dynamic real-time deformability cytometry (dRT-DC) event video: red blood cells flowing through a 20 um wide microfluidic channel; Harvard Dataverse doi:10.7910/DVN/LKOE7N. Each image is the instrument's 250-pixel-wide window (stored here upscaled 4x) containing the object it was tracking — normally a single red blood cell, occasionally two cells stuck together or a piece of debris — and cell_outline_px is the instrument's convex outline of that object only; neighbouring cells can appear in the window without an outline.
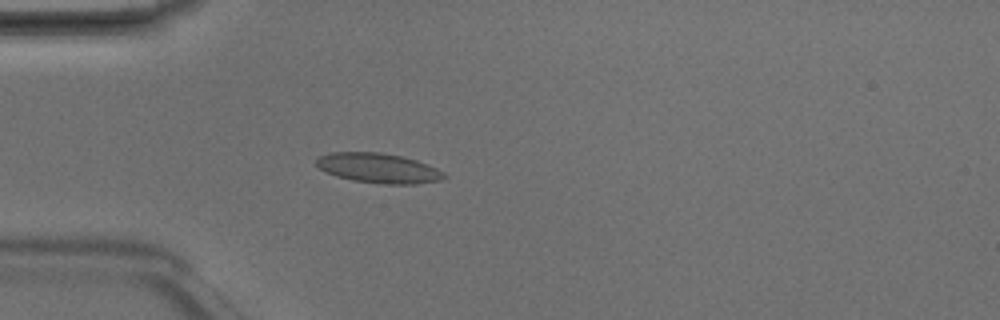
{"species": "Egyptian fruit bat (a non-hibernating species)", "species_latin": "Rousettus aegyptiacus", "temperature_condition": "room temperature", "stored_images_in_passage": 4, "camera_frame_rate_fps": 3000, "um_per_image_px": 0.085, "animal": {"sex": "male"}, "frame": {"image": 1, "passage_image": 4, "time_ms": 1.0, "image_size_px": [1000, 320], "cell_outline_px": [[448, 176], [440, 180], [416, 184], [380, 184], [352, 180], [336, 176], [324, 172], [316, 164], [316, 160], [320, 156], [332, 152], [380, 152], [400, 156], [416, 160], [436, 168], [444, 172]], "centroid_in_image_um": [32.16, 14.3], "position_along_channel_um": 52.8, "area_um2": 22.2}}